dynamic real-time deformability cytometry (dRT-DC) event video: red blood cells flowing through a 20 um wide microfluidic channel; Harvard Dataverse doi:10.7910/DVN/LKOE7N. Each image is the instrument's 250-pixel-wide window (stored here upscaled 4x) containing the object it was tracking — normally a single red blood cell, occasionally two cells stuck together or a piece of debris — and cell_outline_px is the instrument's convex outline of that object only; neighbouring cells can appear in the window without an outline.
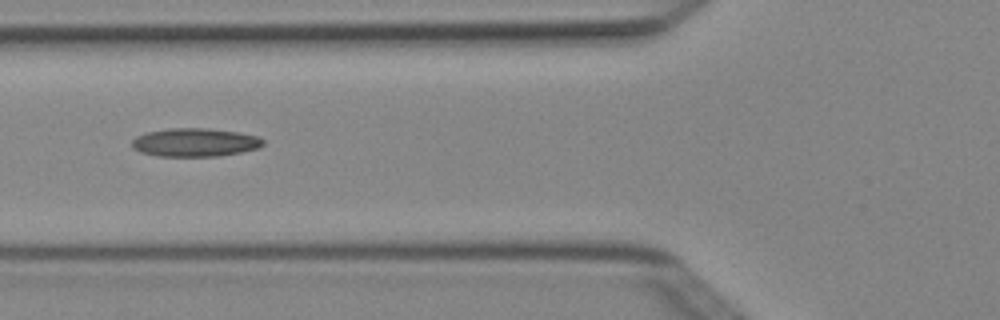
{"species": "Egyptian fruit bat (a non-hibernating species)", "species_latin": "Rousettus aegyptiacus", "temperature_condition": "cold", "stored_images_in_passage": 5, "camera_frame_rate_fps": 3000, "um_per_image_px": 0.085, "animal": {"sex": "female"}, "frame": {"image": 1, "passage_image": 5, "time_ms": 1.333, "image_size_px": [1000, 320], "cell_outline_px": [[264, 144], [260, 148], [220, 156], [156, 156], [140, 152], [132, 148], [132, 140], [136, 136], [148, 132], [172, 128], [208, 128], [236, 132], [256, 136], [264, 140]], "centroid_in_image_um": [16.56, 12.11], "position_along_channel_um": 109.2, "area_um2": 21.68}}